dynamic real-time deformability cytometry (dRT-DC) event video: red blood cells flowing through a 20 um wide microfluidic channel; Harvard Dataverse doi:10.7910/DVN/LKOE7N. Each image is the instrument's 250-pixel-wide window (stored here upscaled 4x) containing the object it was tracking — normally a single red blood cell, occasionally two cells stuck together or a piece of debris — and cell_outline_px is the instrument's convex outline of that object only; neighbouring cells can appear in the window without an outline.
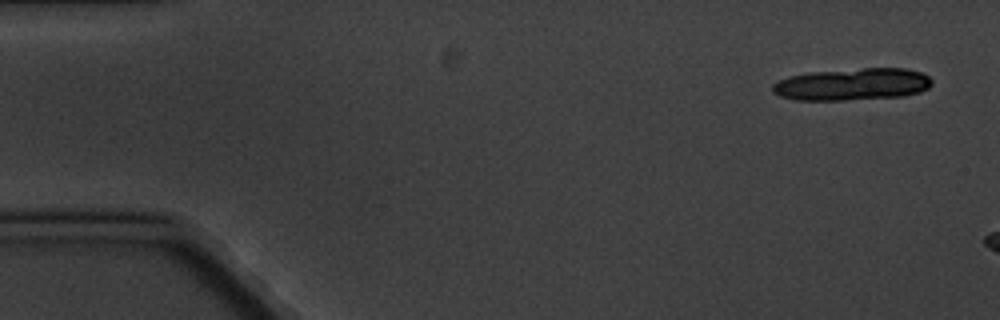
{"species": "common noctule bat (a hibernating species)", "species_latin": "Nyctalus noctula", "temperature_condition": "cold", "stored_images_in_passage": 3, "camera_frame_rate_fps": 3000, "um_per_image_px": 0.085, "animal": {"sex": "male", "body_mass_g": 20.1, "forearm_length_mm": 53.5}, "frame": {"image": 1, "passage_image": 1, "time_ms": 0.0, "image_size_px": [1000, 320], "cell_outline_px": [[932, 84], [928, 88], [920, 92], [904, 96], [844, 100], [796, 100], [780, 96], [772, 92], [772, 84], [776, 80], [788, 76], [808, 72], [864, 68], [904, 68], [920, 72], [928, 76], [932, 80]], "centroid_in_image_um": [72.41, 7.16], "position_along_channel_um": 12.6, "area_um2": 30.06}}